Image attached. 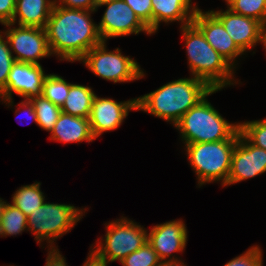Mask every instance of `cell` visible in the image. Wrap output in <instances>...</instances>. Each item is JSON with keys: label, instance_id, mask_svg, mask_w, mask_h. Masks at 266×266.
I'll list each match as a JSON object with an SVG mask.
<instances>
[{"label": "cell", "instance_id": "1", "mask_svg": "<svg viewBox=\"0 0 266 266\" xmlns=\"http://www.w3.org/2000/svg\"><path fill=\"white\" fill-rule=\"evenodd\" d=\"M88 11L74 8L53 6L45 26L49 49L52 55L62 61H80L93 47L100 44L97 24Z\"/></svg>", "mask_w": 266, "mask_h": 266}, {"label": "cell", "instance_id": "2", "mask_svg": "<svg viewBox=\"0 0 266 266\" xmlns=\"http://www.w3.org/2000/svg\"><path fill=\"white\" fill-rule=\"evenodd\" d=\"M217 91L199 78H180L136 98V108L174 126L189 109Z\"/></svg>", "mask_w": 266, "mask_h": 266}, {"label": "cell", "instance_id": "3", "mask_svg": "<svg viewBox=\"0 0 266 266\" xmlns=\"http://www.w3.org/2000/svg\"><path fill=\"white\" fill-rule=\"evenodd\" d=\"M180 28L191 76L205 81L212 89L236 85L234 67L206 41L201 30L193 22Z\"/></svg>", "mask_w": 266, "mask_h": 266}, {"label": "cell", "instance_id": "4", "mask_svg": "<svg viewBox=\"0 0 266 266\" xmlns=\"http://www.w3.org/2000/svg\"><path fill=\"white\" fill-rule=\"evenodd\" d=\"M239 137V129L228 139L217 142L185 144L189 163L198 179V186L220 181L227 186L232 153Z\"/></svg>", "mask_w": 266, "mask_h": 266}, {"label": "cell", "instance_id": "5", "mask_svg": "<svg viewBox=\"0 0 266 266\" xmlns=\"http://www.w3.org/2000/svg\"><path fill=\"white\" fill-rule=\"evenodd\" d=\"M174 127L180 131L184 144H194L228 140L239 129V123L228 122L205 97L189 109Z\"/></svg>", "mask_w": 266, "mask_h": 266}, {"label": "cell", "instance_id": "6", "mask_svg": "<svg viewBox=\"0 0 266 266\" xmlns=\"http://www.w3.org/2000/svg\"><path fill=\"white\" fill-rule=\"evenodd\" d=\"M87 209H79L71 204L44 203L27 217L28 231L33 232L37 243H50L49 249L57 248L53 243L62 237L83 218Z\"/></svg>", "mask_w": 266, "mask_h": 266}, {"label": "cell", "instance_id": "7", "mask_svg": "<svg viewBox=\"0 0 266 266\" xmlns=\"http://www.w3.org/2000/svg\"><path fill=\"white\" fill-rule=\"evenodd\" d=\"M80 62L96 76L113 83L131 82L145 76L135 59L124 56L121 49L108 51L106 41L91 48Z\"/></svg>", "mask_w": 266, "mask_h": 266}, {"label": "cell", "instance_id": "8", "mask_svg": "<svg viewBox=\"0 0 266 266\" xmlns=\"http://www.w3.org/2000/svg\"><path fill=\"white\" fill-rule=\"evenodd\" d=\"M105 224L104 239L97 240L93 249L109 262L122 261L147 242L148 231L126 217Z\"/></svg>", "mask_w": 266, "mask_h": 266}, {"label": "cell", "instance_id": "9", "mask_svg": "<svg viewBox=\"0 0 266 266\" xmlns=\"http://www.w3.org/2000/svg\"><path fill=\"white\" fill-rule=\"evenodd\" d=\"M4 26L9 27L2 33L7 37L12 55L16 54V56L13 55L16 62L38 65L41 58L52 55L44 28L20 25L12 27V23Z\"/></svg>", "mask_w": 266, "mask_h": 266}, {"label": "cell", "instance_id": "10", "mask_svg": "<svg viewBox=\"0 0 266 266\" xmlns=\"http://www.w3.org/2000/svg\"><path fill=\"white\" fill-rule=\"evenodd\" d=\"M105 5L107 8L101 22L97 24L102 41L131 34L138 35L140 32L148 35L152 34L124 0H116L99 5L97 9Z\"/></svg>", "mask_w": 266, "mask_h": 266}, {"label": "cell", "instance_id": "11", "mask_svg": "<svg viewBox=\"0 0 266 266\" xmlns=\"http://www.w3.org/2000/svg\"><path fill=\"white\" fill-rule=\"evenodd\" d=\"M46 76L41 64L15 61L7 79L6 89L0 94V100L8 106H13L12 92L24 99L41 95Z\"/></svg>", "mask_w": 266, "mask_h": 266}, {"label": "cell", "instance_id": "12", "mask_svg": "<svg viewBox=\"0 0 266 266\" xmlns=\"http://www.w3.org/2000/svg\"><path fill=\"white\" fill-rule=\"evenodd\" d=\"M266 172V150L251 144L239 130L238 141L232 153L227 186Z\"/></svg>", "mask_w": 266, "mask_h": 266}, {"label": "cell", "instance_id": "13", "mask_svg": "<svg viewBox=\"0 0 266 266\" xmlns=\"http://www.w3.org/2000/svg\"><path fill=\"white\" fill-rule=\"evenodd\" d=\"M131 110H137L136 98L117 102L112 98H101L95 95L89 116L93 137L96 139L106 131L116 130Z\"/></svg>", "mask_w": 266, "mask_h": 266}, {"label": "cell", "instance_id": "14", "mask_svg": "<svg viewBox=\"0 0 266 266\" xmlns=\"http://www.w3.org/2000/svg\"><path fill=\"white\" fill-rule=\"evenodd\" d=\"M187 229L181 219L152 226L147 233V242L157 252L162 262L181 261L173 253L183 252L187 243Z\"/></svg>", "mask_w": 266, "mask_h": 266}, {"label": "cell", "instance_id": "15", "mask_svg": "<svg viewBox=\"0 0 266 266\" xmlns=\"http://www.w3.org/2000/svg\"><path fill=\"white\" fill-rule=\"evenodd\" d=\"M192 22L201 30L206 41L235 68L237 57L244 52L226 32L222 22L210 10L204 12L199 8Z\"/></svg>", "mask_w": 266, "mask_h": 266}, {"label": "cell", "instance_id": "16", "mask_svg": "<svg viewBox=\"0 0 266 266\" xmlns=\"http://www.w3.org/2000/svg\"><path fill=\"white\" fill-rule=\"evenodd\" d=\"M223 24L226 32L236 45L245 53L261 43V22L232 12L210 10Z\"/></svg>", "mask_w": 266, "mask_h": 266}, {"label": "cell", "instance_id": "17", "mask_svg": "<svg viewBox=\"0 0 266 266\" xmlns=\"http://www.w3.org/2000/svg\"><path fill=\"white\" fill-rule=\"evenodd\" d=\"M152 34L156 33L161 22L181 23L180 27L192 23L196 9L192 0H151Z\"/></svg>", "mask_w": 266, "mask_h": 266}, {"label": "cell", "instance_id": "18", "mask_svg": "<svg viewBox=\"0 0 266 266\" xmlns=\"http://www.w3.org/2000/svg\"><path fill=\"white\" fill-rule=\"evenodd\" d=\"M50 140L65 143H90L95 138L90 129L89 118L72 116L64 112L50 131Z\"/></svg>", "mask_w": 266, "mask_h": 266}, {"label": "cell", "instance_id": "19", "mask_svg": "<svg viewBox=\"0 0 266 266\" xmlns=\"http://www.w3.org/2000/svg\"><path fill=\"white\" fill-rule=\"evenodd\" d=\"M54 4L55 0H16L11 23L45 28Z\"/></svg>", "mask_w": 266, "mask_h": 266}, {"label": "cell", "instance_id": "20", "mask_svg": "<svg viewBox=\"0 0 266 266\" xmlns=\"http://www.w3.org/2000/svg\"><path fill=\"white\" fill-rule=\"evenodd\" d=\"M95 95L90 86L72 83L61 110L72 116L89 118Z\"/></svg>", "mask_w": 266, "mask_h": 266}, {"label": "cell", "instance_id": "21", "mask_svg": "<svg viewBox=\"0 0 266 266\" xmlns=\"http://www.w3.org/2000/svg\"><path fill=\"white\" fill-rule=\"evenodd\" d=\"M40 185V182L23 185L13 194L12 204L19 208L27 217L46 200L44 193L40 190Z\"/></svg>", "mask_w": 266, "mask_h": 266}, {"label": "cell", "instance_id": "22", "mask_svg": "<svg viewBox=\"0 0 266 266\" xmlns=\"http://www.w3.org/2000/svg\"><path fill=\"white\" fill-rule=\"evenodd\" d=\"M30 100L37 115V125L50 132L62 113L61 107L53 104L43 95L31 97Z\"/></svg>", "mask_w": 266, "mask_h": 266}, {"label": "cell", "instance_id": "23", "mask_svg": "<svg viewBox=\"0 0 266 266\" xmlns=\"http://www.w3.org/2000/svg\"><path fill=\"white\" fill-rule=\"evenodd\" d=\"M28 230L27 216L13 204L7 203L1 219L0 236L19 235Z\"/></svg>", "mask_w": 266, "mask_h": 266}, {"label": "cell", "instance_id": "24", "mask_svg": "<svg viewBox=\"0 0 266 266\" xmlns=\"http://www.w3.org/2000/svg\"><path fill=\"white\" fill-rule=\"evenodd\" d=\"M63 77L56 74H47L43 81L42 94L53 104L62 107L70 90V85Z\"/></svg>", "mask_w": 266, "mask_h": 266}, {"label": "cell", "instance_id": "25", "mask_svg": "<svg viewBox=\"0 0 266 266\" xmlns=\"http://www.w3.org/2000/svg\"><path fill=\"white\" fill-rule=\"evenodd\" d=\"M228 8L234 13L254 18L261 23L266 20V0H236Z\"/></svg>", "mask_w": 266, "mask_h": 266}, {"label": "cell", "instance_id": "26", "mask_svg": "<svg viewBox=\"0 0 266 266\" xmlns=\"http://www.w3.org/2000/svg\"><path fill=\"white\" fill-rule=\"evenodd\" d=\"M239 130L251 144L266 150V118L241 122Z\"/></svg>", "mask_w": 266, "mask_h": 266}, {"label": "cell", "instance_id": "27", "mask_svg": "<svg viewBox=\"0 0 266 266\" xmlns=\"http://www.w3.org/2000/svg\"><path fill=\"white\" fill-rule=\"evenodd\" d=\"M161 262L148 242L120 261L122 266H159Z\"/></svg>", "mask_w": 266, "mask_h": 266}, {"label": "cell", "instance_id": "28", "mask_svg": "<svg viewBox=\"0 0 266 266\" xmlns=\"http://www.w3.org/2000/svg\"><path fill=\"white\" fill-rule=\"evenodd\" d=\"M3 34V35H2ZM15 59L5 34L0 30V94L6 89L7 79Z\"/></svg>", "mask_w": 266, "mask_h": 266}, {"label": "cell", "instance_id": "29", "mask_svg": "<svg viewBox=\"0 0 266 266\" xmlns=\"http://www.w3.org/2000/svg\"><path fill=\"white\" fill-rule=\"evenodd\" d=\"M262 255L261 248L254 245L243 254L231 259L224 266H263Z\"/></svg>", "mask_w": 266, "mask_h": 266}, {"label": "cell", "instance_id": "30", "mask_svg": "<svg viewBox=\"0 0 266 266\" xmlns=\"http://www.w3.org/2000/svg\"><path fill=\"white\" fill-rule=\"evenodd\" d=\"M152 33L151 0H124Z\"/></svg>", "mask_w": 266, "mask_h": 266}, {"label": "cell", "instance_id": "31", "mask_svg": "<svg viewBox=\"0 0 266 266\" xmlns=\"http://www.w3.org/2000/svg\"><path fill=\"white\" fill-rule=\"evenodd\" d=\"M55 3L64 8L96 11V0H55Z\"/></svg>", "mask_w": 266, "mask_h": 266}, {"label": "cell", "instance_id": "32", "mask_svg": "<svg viewBox=\"0 0 266 266\" xmlns=\"http://www.w3.org/2000/svg\"><path fill=\"white\" fill-rule=\"evenodd\" d=\"M16 0H0V23L2 25L12 22Z\"/></svg>", "mask_w": 266, "mask_h": 266}, {"label": "cell", "instance_id": "33", "mask_svg": "<svg viewBox=\"0 0 266 266\" xmlns=\"http://www.w3.org/2000/svg\"><path fill=\"white\" fill-rule=\"evenodd\" d=\"M46 263L44 266H68L63 255L58 248L48 249Z\"/></svg>", "mask_w": 266, "mask_h": 266}, {"label": "cell", "instance_id": "34", "mask_svg": "<svg viewBox=\"0 0 266 266\" xmlns=\"http://www.w3.org/2000/svg\"><path fill=\"white\" fill-rule=\"evenodd\" d=\"M91 250L92 251H89L90 253L88 254L89 257L87 256L86 261L82 266H108V260L101 257L94 249H92V246Z\"/></svg>", "mask_w": 266, "mask_h": 266}, {"label": "cell", "instance_id": "35", "mask_svg": "<svg viewBox=\"0 0 266 266\" xmlns=\"http://www.w3.org/2000/svg\"><path fill=\"white\" fill-rule=\"evenodd\" d=\"M18 105H19V108L15 111L16 115H18L17 113L24 111L26 112V115L29 117H32L33 121H35V123L37 124V115H36L34 105L31 102V100L24 99Z\"/></svg>", "mask_w": 266, "mask_h": 266}, {"label": "cell", "instance_id": "36", "mask_svg": "<svg viewBox=\"0 0 266 266\" xmlns=\"http://www.w3.org/2000/svg\"><path fill=\"white\" fill-rule=\"evenodd\" d=\"M261 43L264 46V49H266V20L261 23Z\"/></svg>", "mask_w": 266, "mask_h": 266}, {"label": "cell", "instance_id": "37", "mask_svg": "<svg viewBox=\"0 0 266 266\" xmlns=\"http://www.w3.org/2000/svg\"><path fill=\"white\" fill-rule=\"evenodd\" d=\"M159 266H186V265L181 260V261L161 262Z\"/></svg>", "mask_w": 266, "mask_h": 266}, {"label": "cell", "instance_id": "38", "mask_svg": "<svg viewBox=\"0 0 266 266\" xmlns=\"http://www.w3.org/2000/svg\"><path fill=\"white\" fill-rule=\"evenodd\" d=\"M7 201L3 200L2 198H0V228H1V219H2V215H3V210L6 206Z\"/></svg>", "mask_w": 266, "mask_h": 266}, {"label": "cell", "instance_id": "39", "mask_svg": "<svg viewBox=\"0 0 266 266\" xmlns=\"http://www.w3.org/2000/svg\"><path fill=\"white\" fill-rule=\"evenodd\" d=\"M113 1H116V0H96V11H97V6L103 5L109 2H113Z\"/></svg>", "mask_w": 266, "mask_h": 266}, {"label": "cell", "instance_id": "40", "mask_svg": "<svg viewBox=\"0 0 266 266\" xmlns=\"http://www.w3.org/2000/svg\"><path fill=\"white\" fill-rule=\"evenodd\" d=\"M236 0H225L226 4H227V8Z\"/></svg>", "mask_w": 266, "mask_h": 266}]
</instances>
